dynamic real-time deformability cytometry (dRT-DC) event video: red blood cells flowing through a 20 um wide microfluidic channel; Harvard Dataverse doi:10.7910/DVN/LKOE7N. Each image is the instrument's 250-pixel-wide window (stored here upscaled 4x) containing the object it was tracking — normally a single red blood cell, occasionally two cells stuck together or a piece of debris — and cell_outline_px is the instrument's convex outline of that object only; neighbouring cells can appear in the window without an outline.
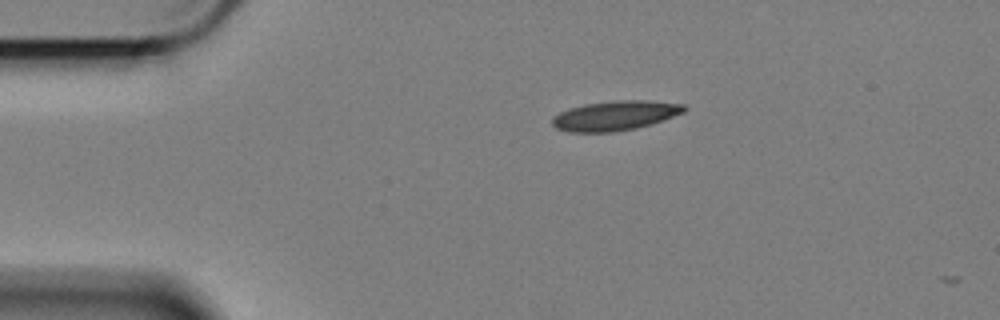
{"species": "Egyptian fruit bat (a non-hibernating species)", "species_latin": "Rousettus aegyptiacus", "temperature_condition": "cold", "stored_images_in_passage": 2, "camera_frame_rate_fps": 3000, "um_per_image_px": 0.085, "animal": {"sex": "female"}, "frame": {"image": 1, "passage_image": 1, "time_ms": 0.0, "image_size_px": [1000, 320], "cell_outline_px": [[688, 108], [684, 112], [636, 128], [612, 132], [568, 132], [556, 128], [552, 124], [552, 116], [568, 108], [584, 104], [612, 100], [644, 100], [684, 104]], "centroid_in_image_um": [52.23, 9.82], "position_along_channel_um": 32.8, "area_um2": 22.72}}